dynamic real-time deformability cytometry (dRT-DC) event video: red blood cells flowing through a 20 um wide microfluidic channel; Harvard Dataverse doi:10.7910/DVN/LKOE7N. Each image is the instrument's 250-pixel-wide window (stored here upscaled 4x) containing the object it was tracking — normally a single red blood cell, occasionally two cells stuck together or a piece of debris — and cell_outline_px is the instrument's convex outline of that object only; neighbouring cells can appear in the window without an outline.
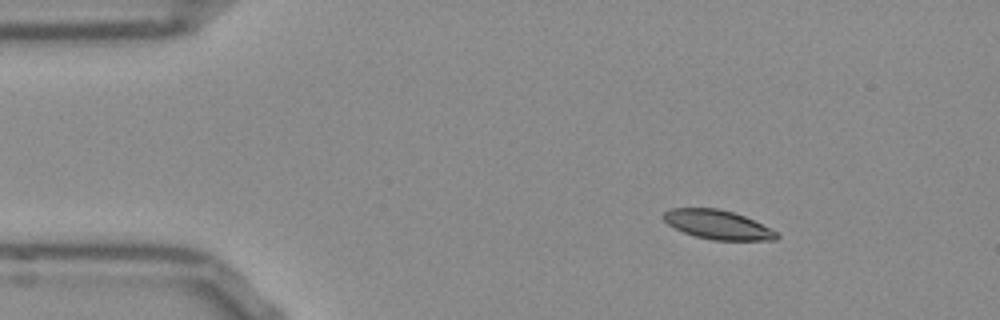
{"species": "Egyptian fruit bat (a non-hibernating species)", "species_latin": "Rousettus aegyptiacus", "temperature_condition": "room temperature", "stored_images_in_passage": 47, "camera_frame_rate_fps": 3000, "um_per_image_px": 0.085, "frame": {"image": 1, "passage_image": 1, "time_ms": 0.0, "image_size_px": [1000, 320], "cell_outline_px": [[780, 236], [776, 240], [712, 240], [696, 236], [684, 232], [668, 224], [664, 220], [664, 212], [672, 208], [716, 208], [732, 212], [744, 216], [776, 232]], "centroid_in_image_um": [60.99, 19.1], "position_along_channel_um": 24.0, "area_um2": 18.79}}
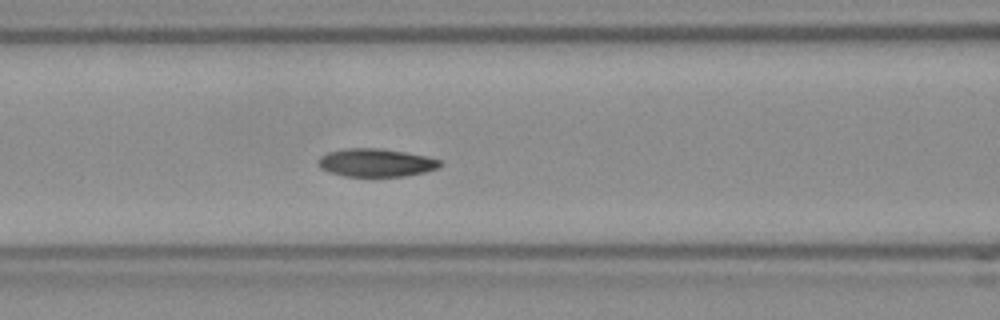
{"frame": {"image": 2, "passage_image": 15, "time_ms": 4.667, "image_size_px": [1000, 320], "cell_outline_px": [[444, 164], [440, 168], [424, 172], [404, 176], [344, 176], [328, 172], [320, 168], [316, 164], [316, 160], [320, 156], [328, 152], [344, 148], [380, 148], [428, 156], [440, 160]], "centroid_in_image_um": [31.94, 13.82], "position_along_channel_um": 134.7, "area_um2": 20.23}}
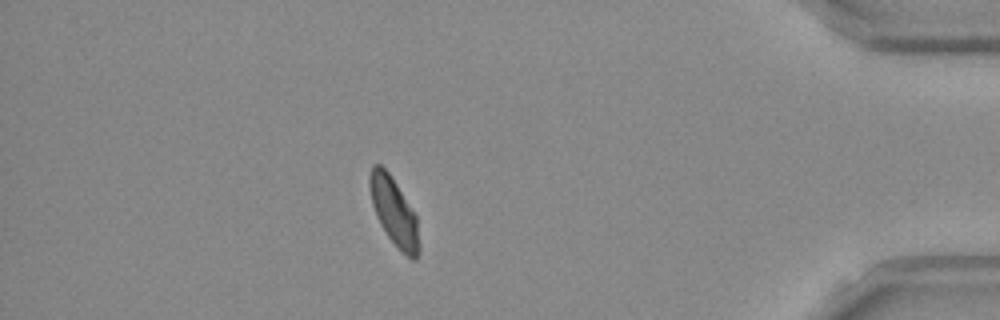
{"frame": {"image": 3, "passage_image": 40, "time_ms": 13.0, "image_size_px": [1000, 320], "cell_outline_px": [[420, 248], [416, 260], [412, 260], [388, 236], [380, 224], [376, 216], [372, 204], [368, 184], [368, 180], [372, 164], [380, 164], [388, 172], [396, 184], [416, 216], [420, 244]], "centroid_in_image_um": [33.47, 17.97], "position_along_channel_um": 401.7, "area_um2": 19.19}, "authors_computed_cell_mechanics": {"area_um2": 20.1144, "velocity_mm_per_s": 3.7619, "shape_relaxation_time_tau1_ms": 6.4759, "shape_relaxation_time_tau2_ms": 6.5651, "deformation_change_tau1": 0.1381, "deformation_change_tau2": 0.1143}}